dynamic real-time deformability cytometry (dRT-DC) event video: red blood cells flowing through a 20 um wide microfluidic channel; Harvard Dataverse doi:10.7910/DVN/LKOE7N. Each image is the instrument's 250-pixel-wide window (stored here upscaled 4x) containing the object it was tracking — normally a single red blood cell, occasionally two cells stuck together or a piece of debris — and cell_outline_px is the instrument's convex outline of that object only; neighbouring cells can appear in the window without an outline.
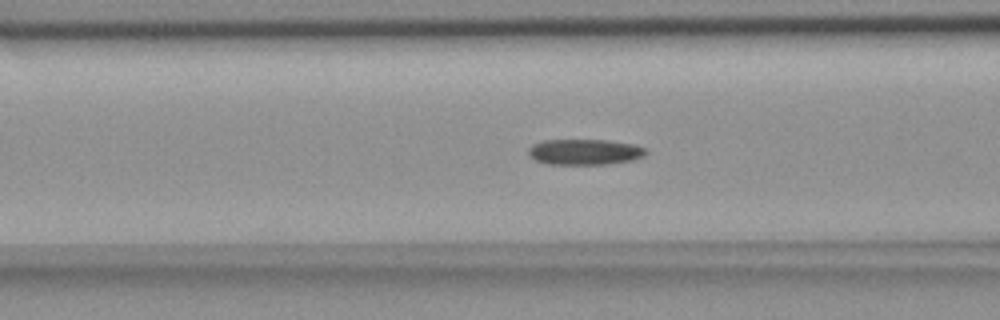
{"species": "common noctule bat (a hibernating species)", "species_latin": "Nyctalus noctula", "temperature_condition": "room temperature", "stored_images_in_passage": 53, "camera_frame_rate_fps": 3000, "um_per_image_px": 0.085, "animal": {"sex": "female", "body_mass_g": 18.4}, "frame": {"image": 1, "passage_image": 18, "time_ms": 5.667, "image_size_px": [1000, 320], "cell_outline_px": [[648, 152], [644, 156], [632, 160], [604, 164], [544, 164], [528, 156], [528, 148], [532, 144], [544, 140], [608, 140], [632, 144], [644, 148]], "centroid_in_image_um": [49.65, 12.91], "position_along_channel_um": 116.9, "area_um2": 17.63}}
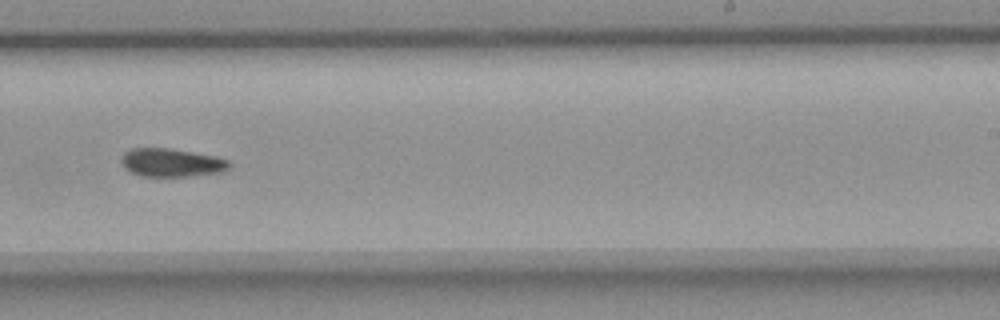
{"frame": {"image": 2, "passage_image": 31, "time_ms": 10.0, "image_size_px": [1000, 320], "cell_outline_px": [[232, 164], [228, 168], [220, 172], [188, 176], [140, 176], [124, 168], [120, 160], [124, 152], [132, 148], [168, 148], [216, 156], [228, 160]], "centroid_in_image_um": [14.55, 13.82], "position_along_channel_um": 274.4, "area_um2": 17.74}}
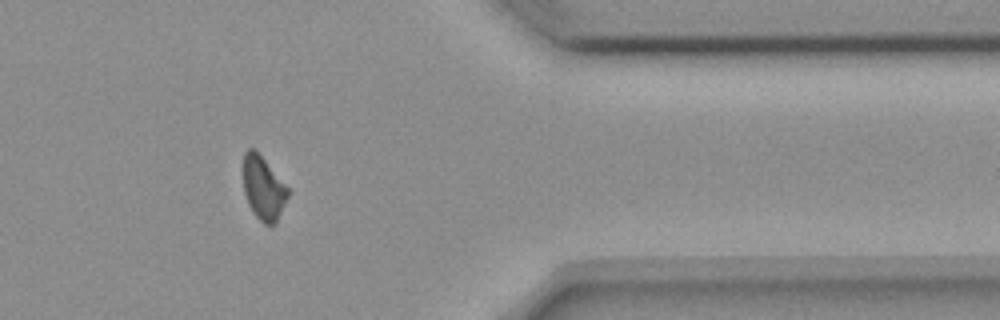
{"frame": {"image": 3, "passage_image": 42, "time_ms": 13.667, "image_size_px": [1000, 320], "cell_outline_px": [[288, 196], [276, 224], [264, 224], [252, 212], [248, 204], [244, 192], [240, 168], [244, 152], [248, 148], [252, 148], [264, 160], [288, 188]], "centroid_in_image_um": [22.31, 15.98], "position_along_channel_um": 389.1, "area_um2": 16.7}}